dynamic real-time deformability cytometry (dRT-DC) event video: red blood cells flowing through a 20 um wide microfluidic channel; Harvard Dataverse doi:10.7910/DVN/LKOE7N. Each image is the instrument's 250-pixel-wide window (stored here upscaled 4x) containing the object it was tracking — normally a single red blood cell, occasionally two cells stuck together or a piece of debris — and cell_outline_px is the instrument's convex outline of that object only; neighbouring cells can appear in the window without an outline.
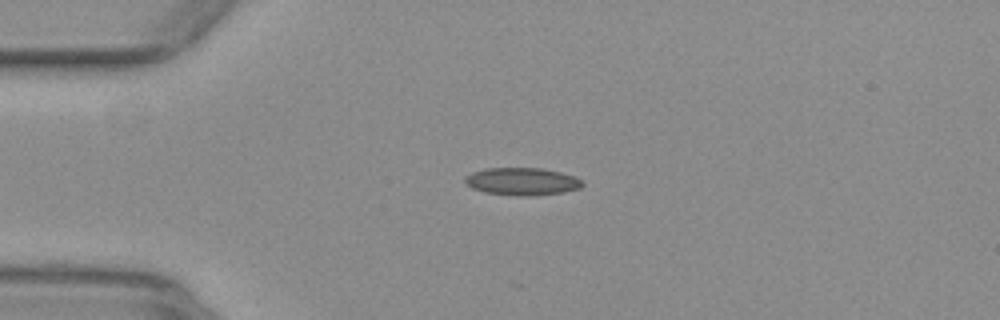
{"species": "common noctule bat (a hibernating species)", "species_latin": "Nyctalus noctula", "temperature_condition": "warm", "stored_images_in_passage": 22, "camera_frame_rate_fps": 3000, "um_per_image_px": 0.085, "animal": {"sex": "female", "body_mass_g": 29.2, "forearm_length_mm": 56.3}, "frame": {"image": 1, "passage_image": 1, "time_ms": 0.0, "image_size_px": [1000, 320], "cell_outline_px": [[584, 184], [580, 188], [564, 192], [532, 196], [516, 196], [484, 192], [472, 188], [464, 180], [464, 176], [472, 172], [488, 168], [540, 168], [560, 172], [576, 176]], "centroid_in_image_um": [44.38, 15.43], "position_along_channel_um": 40.6, "area_um2": 18.9}}
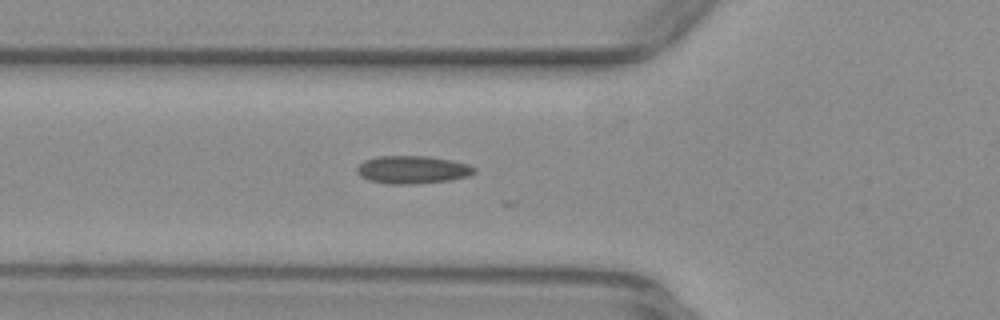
{"frame": {"image": 2, "passage_image": 7, "time_ms": 2.0, "image_size_px": [1000, 320], "cell_outline_px": [[476, 172], [468, 176], [452, 180], [416, 184], [388, 184], [368, 180], [360, 176], [356, 172], [356, 168], [364, 160], [376, 156], [428, 156], [452, 160], [468, 164], [476, 168]], "centroid_in_image_um": [35.06, 14.43], "position_along_channel_um": 90.7, "area_um2": 19.31}}
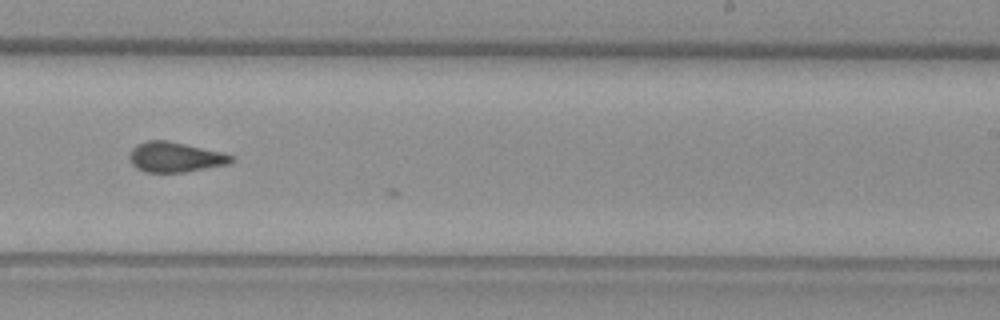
{"frame": {"image": 3, "passage_image": 21, "time_ms": 6.667, "image_size_px": [1000, 320], "cell_outline_px": [[236, 160], [228, 164], [184, 172], [144, 172], [136, 168], [132, 164], [128, 156], [132, 148], [136, 144], [148, 140], [168, 140], [220, 152], [232, 156]], "centroid_in_image_um": [14.84, 13.35], "position_along_channel_um": 274.2, "area_um2": 17.8}}